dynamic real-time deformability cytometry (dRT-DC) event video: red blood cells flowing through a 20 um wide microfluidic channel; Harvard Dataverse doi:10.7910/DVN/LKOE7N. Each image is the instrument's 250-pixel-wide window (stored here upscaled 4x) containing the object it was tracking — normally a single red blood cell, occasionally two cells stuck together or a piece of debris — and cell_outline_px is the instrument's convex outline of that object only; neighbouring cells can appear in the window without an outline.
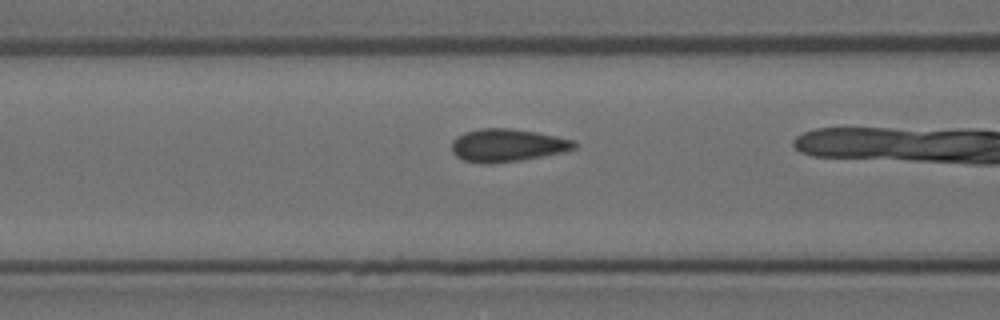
{"species": "Egyptian fruit bat (a non-hibernating species)", "species_latin": "Rousettus aegyptiacus", "temperature_condition": "room temperature", "stored_images_in_passage": 20, "camera_frame_rate_fps": 3000, "um_per_image_px": 0.085, "animal": {"sex": "female"}, "frame": {"image": 1, "passage_image": 19, "time_ms": 6.0, "image_size_px": [1000, 320], "cell_outline_px": [[576, 148], [564, 152], [520, 160], [488, 164], [464, 160], [456, 156], [452, 152], [452, 140], [456, 136], [464, 132], [480, 128], [508, 128], [536, 132], [556, 136], [572, 140], [576, 144]], "centroid_in_image_um": [43.09, 12.34], "position_along_channel_um": 123.5, "area_um2": 23.35}}